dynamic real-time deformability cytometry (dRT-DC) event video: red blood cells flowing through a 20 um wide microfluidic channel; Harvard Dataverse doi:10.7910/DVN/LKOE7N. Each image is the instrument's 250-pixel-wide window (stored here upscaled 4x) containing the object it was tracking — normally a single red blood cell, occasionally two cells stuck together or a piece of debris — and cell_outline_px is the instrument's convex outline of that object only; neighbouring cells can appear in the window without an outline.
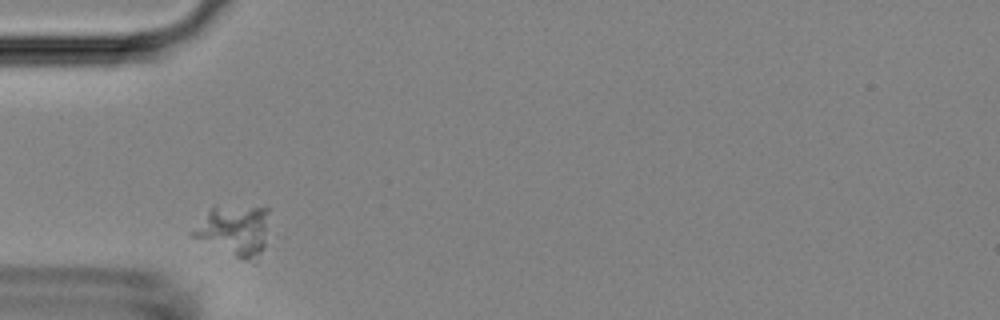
{"species": "Egyptian fruit bat (a non-hibernating species)", "species_latin": "Rousettus aegyptiacus", "temperature_condition": "room temperature", "stored_images_in_passage": 2, "camera_frame_rate_fps": 3000, "um_per_image_px": 0.085, "animal": {"sex": "female"}, "frame": {"image": 1, "passage_image": 1, "time_ms": 0.0, "image_size_px": [1000, 320], "cell_outline_px": [[268, 212], [264, 244], [256, 260], [240, 260], [188, 236], [188, 232], [212, 204], [216, 204], [268, 208]], "centroid_in_image_um": [19.79, 19.56], "position_along_channel_um": 65.2, "area_um2": 23.29}}